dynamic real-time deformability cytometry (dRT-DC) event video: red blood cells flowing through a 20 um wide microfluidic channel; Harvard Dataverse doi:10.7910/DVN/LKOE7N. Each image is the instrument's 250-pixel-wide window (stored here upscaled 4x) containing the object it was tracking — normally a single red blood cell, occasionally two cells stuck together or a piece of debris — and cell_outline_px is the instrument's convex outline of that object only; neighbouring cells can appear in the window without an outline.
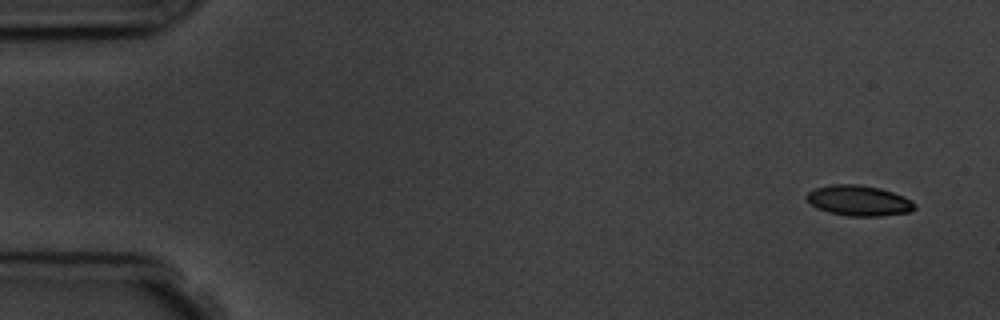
{"species": "common noctule bat (a hibernating species)", "species_latin": "Nyctalus noctula", "temperature_condition": "room temperature", "stored_images_in_passage": 6, "camera_frame_rate_fps": 3000, "um_per_image_px": 0.085, "animal": {"sex": "male", "body_mass_g": 19.5, "forearm_length_mm": 54.6}, "frame": {"image": 1, "passage_image": 1, "time_ms": 0.0, "image_size_px": [1000, 320], "cell_outline_px": [[916, 208], [908, 212], [880, 216], [848, 216], [828, 212], [816, 208], [804, 196], [808, 192], [816, 188], [832, 184], [860, 184], [880, 188], [904, 196], [912, 200], [916, 204]], "centroid_in_image_um": [73.01, 17.05], "position_along_channel_um": 12.0, "area_um2": 19.25}}
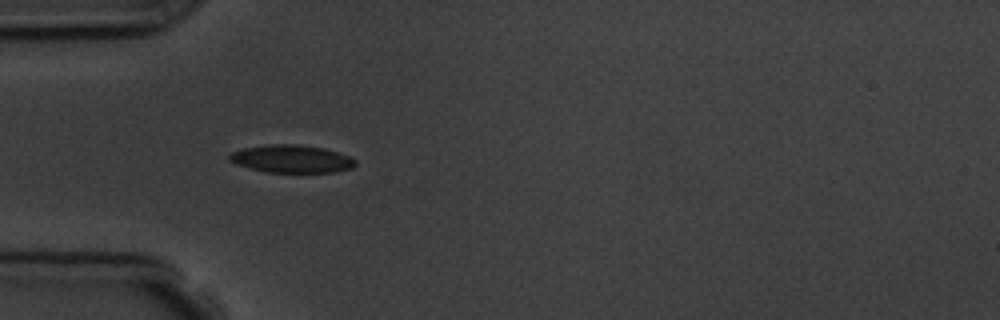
{"frame": {"image": 2, "passage_image": 5, "time_ms": 4.667, "image_size_px": [1000, 320], "cell_outline_px": [[356, 164], [352, 168], [332, 172], [268, 172], [236, 164], [228, 160], [228, 156], [232, 152], [244, 148], [272, 144], [296, 144], [324, 148], [348, 156], [356, 160]], "centroid_in_image_um": [24.78, 13.5], "position_along_channel_um": 60.2, "area_um2": 20.11}}